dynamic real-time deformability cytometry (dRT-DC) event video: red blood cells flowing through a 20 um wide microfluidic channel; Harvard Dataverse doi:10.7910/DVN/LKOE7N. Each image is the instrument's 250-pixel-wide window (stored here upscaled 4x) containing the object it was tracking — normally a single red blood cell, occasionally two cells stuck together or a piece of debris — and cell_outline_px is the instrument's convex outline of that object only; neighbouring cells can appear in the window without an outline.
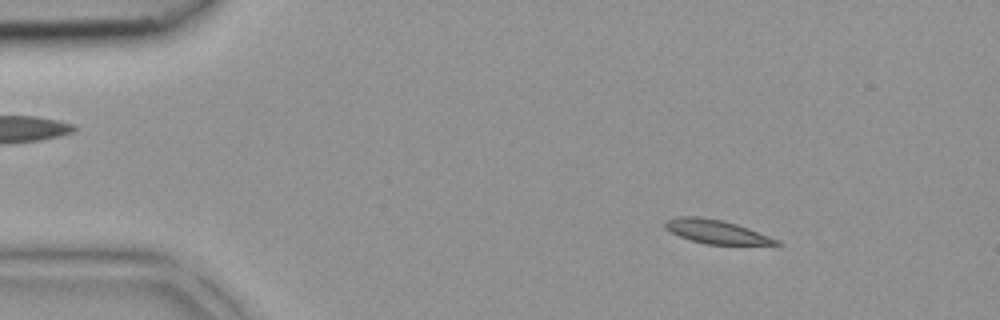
{"species": "common noctule bat (a hibernating species)", "species_latin": "Nyctalus noctula", "temperature_condition": "room temperature", "stored_images_in_passage": 40, "camera_frame_rate_fps": 3000, "um_per_image_px": 0.085, "animal": {"sex": "female", "body_mass_g": 18.4}, "frame": {"image": 1, "passage_image": 5, "time_ms": 1.333, "image_size_px": [1000, 320], "cell_outline_px": [[784, 244], [708, 244], [692, 240], [680, 236], [664, 228], [664, 220], [680, 216], [696, 216], [724, 220], [748, 228], [780, 240]], "centroid_in_image_um": [60.86, 19.67], "position_along_channel_um": 24.1, "area_um2": 15.2}}
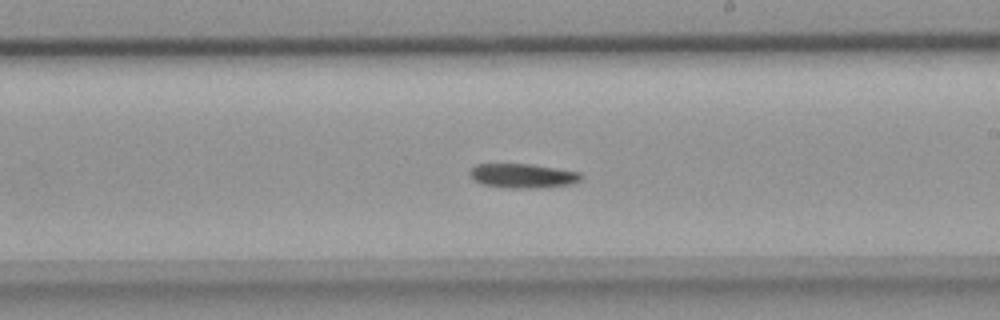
{"frame": {"image": 2, "passage_image": 23, "time_ms": 7.333, "image_size_px": [1000, 320], "cell_outline_px": [[584, 176], [580, 180], [572, 184], [540, 188], [512, 188], [484, 184], [472, 180], [468, 172], [476, 164], [528, 164], [580, 172]], "centroid_in_image_um": [44.44, 14.94], "position_along_channel_um": 244.6, "area_um2": 15.72}}
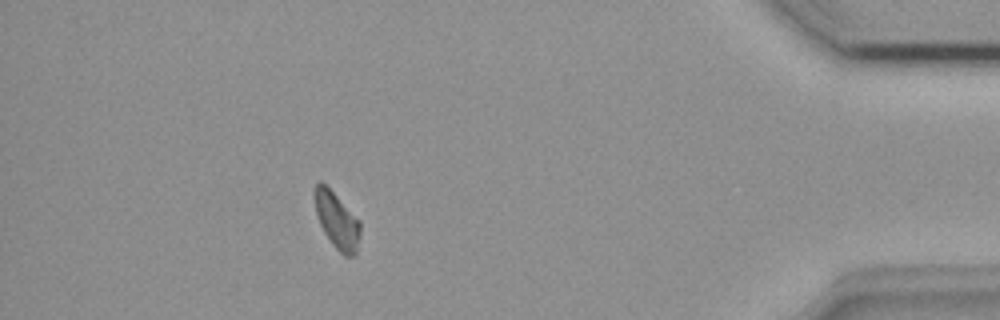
{"frame": {"image": 3, "passage_image": 36, "time_ms": 11.667, "image_size_px": [1000, 320], "cell_outline_px": [[360, 236], [356, 256], [344, 256], [332, 244], [324, 232], [320, 224], [316, 212], [312, 196], [312, 192], [316, 184], [320, 180], [360, 220]], "centroid_in_image_um": [28.62, 18.75], "position_along_channel_um": 406.6, "area_um2": 15.03}}